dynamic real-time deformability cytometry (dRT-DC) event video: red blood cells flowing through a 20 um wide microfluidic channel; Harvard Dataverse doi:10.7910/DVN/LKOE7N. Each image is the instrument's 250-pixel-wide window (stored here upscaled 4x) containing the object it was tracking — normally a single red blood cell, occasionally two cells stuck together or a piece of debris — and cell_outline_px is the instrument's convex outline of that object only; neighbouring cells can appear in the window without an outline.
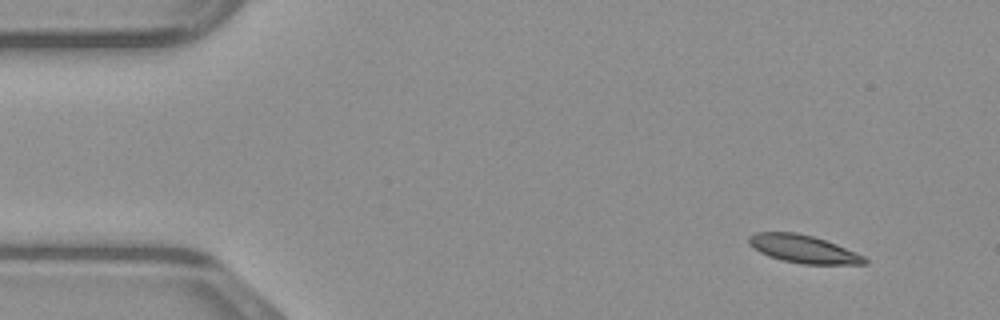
{"species": "common noctule bat (a hibernating species)", "species_latin": "Nyctalus noctula", "temperature_condition": "warm", "stored_images_in_passage": 48, "camera_frame_rate_fps": 3000, "um_per_image_px": 0.085, "animal": {"sex": "male", "body_mass_g": 23.1, "forearm_length_mm": 52.7}, "frame": {"image": 1, "passage_image": 4, "time_ms": 1.0, "image_size_px": [1000, 320], "cell_outline_px": [[868, 264], [804, 264], [784, 260], [768, 256], [752, 248], [748, 244], [748, 236], [756, 232], [796, 232], [812, 236], [836, 244], [864, 256], [868, 260]], "centroid_in_image_um": [68.25, 21.16], "position_along_channel_um": 16.7, "area_um2": 18.73}}
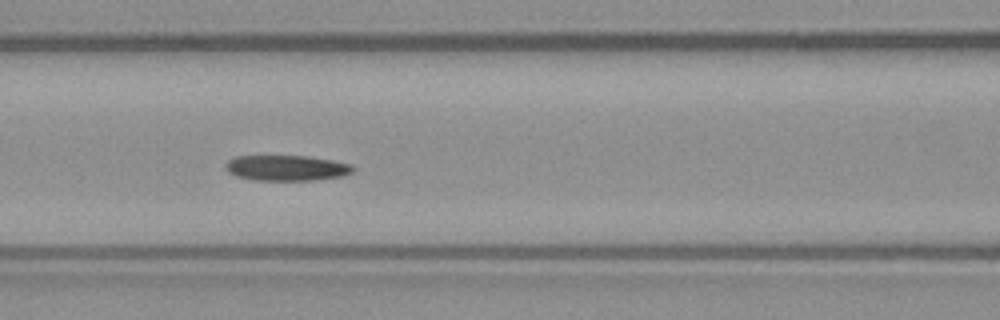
{"frame": {"image": 2, "passage_image": 20, "time_ms": 6.333, "image_size_px": [1000, 320], "cell_outline_px": [[356, 168], [352, 172], [344, 176], [316, 180], [256, 180], [236, 176], [228, 172], [224, 168], [224, 164], [228, 160], [236, 156], [308, 156], [332, 160], [352, 164]], "centroid_in_image_um": [24.37, 14.27], "position_along_channel_um": 142.2, "area_um2": 19.13}}
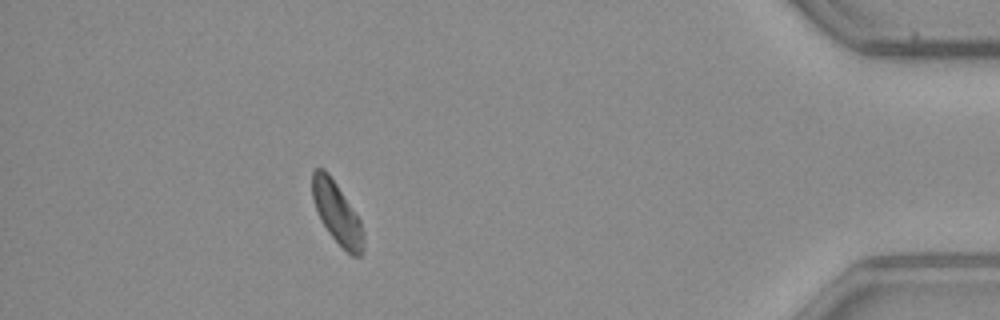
{"frame": {"image": 3, "passage_image": 43, "time_ms": 14.0, "image_size_px": [1000, 320], "cell_outline_px": [[364, 252], [360, 256], [352, 256], [328, 232], [320, 220], [312, 200], [312, 172], [316, 168], [324, 168], [328, 172], [360, 220], [364, 232]], "centroid_in_image_um": [28.64, 18.11], "position_along_channel_um": 406.6, "area_um2": 18.26}}